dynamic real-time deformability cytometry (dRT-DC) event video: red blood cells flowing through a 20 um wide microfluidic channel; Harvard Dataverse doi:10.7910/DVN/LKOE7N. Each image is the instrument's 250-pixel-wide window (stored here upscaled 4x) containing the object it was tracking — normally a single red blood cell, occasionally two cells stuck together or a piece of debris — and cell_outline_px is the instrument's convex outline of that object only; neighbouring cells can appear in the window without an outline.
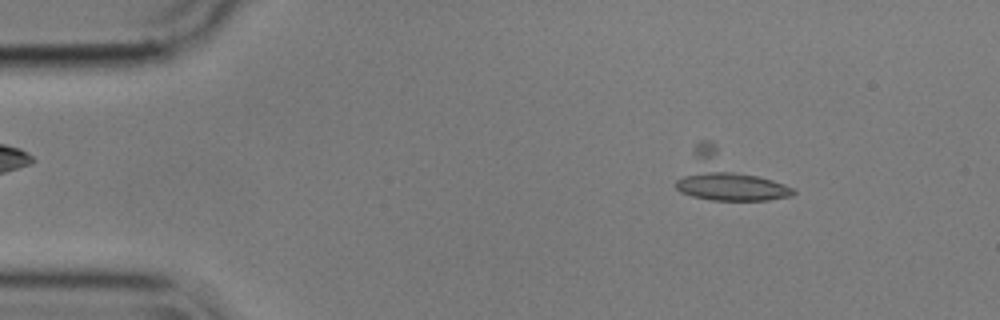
{"species": "common noctule bat (a hibernating species)", "species_latin": "Nyctalus noctula", "temperature_condition": "cold", "stored_images_in_passage": 56, "camera_frame_rate_fps": 3000, "um_per_image_px": 0.085, "animal": {"sex": "male", "body_mass_g": 17.9}, "frame": {"image": 1, "passage_image": 7, "time_ms": 2.0, "image_size_px": [1000, 320], "cell_outline_px": [[796, 192], [792, 196], [768, 200], [712, 200], [692, 196], [680, 192], [676, 188], [676, 180], [696, 144], [700, 140], [708, 140], [792, 188]], "centroid_in_image_um": [61.76, 15.05], "position_along_channel_um": 23.2, "area_um2": 31.15}}
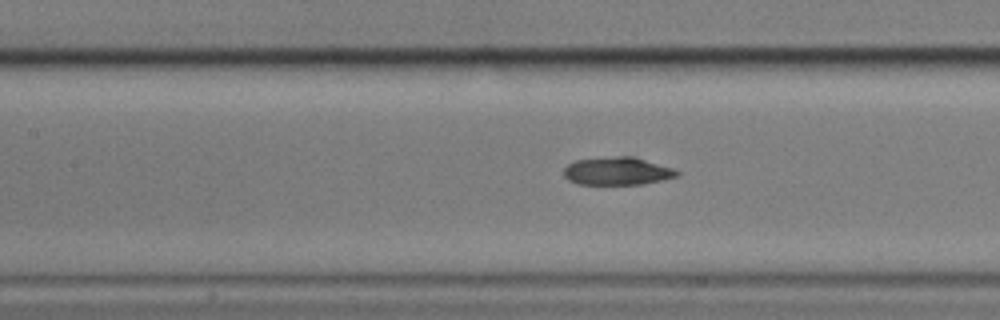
{"frame": {"image": 2, "passage_image": 24, "time_ms": 7.667, "image_size_px": [1000, 320], "cell_outline_px": [[680, 176], [640, 184], [576, 184], [568, 180], [564, 176], [564, 168], [568, 164], [576, 160], [616, 156], [636, 156], [672, 168], [680, 172]], "centroid_in_image_um": [52.47, 14.54], "position_along_channel_um": 154.9, "area_um2": 18.44}}
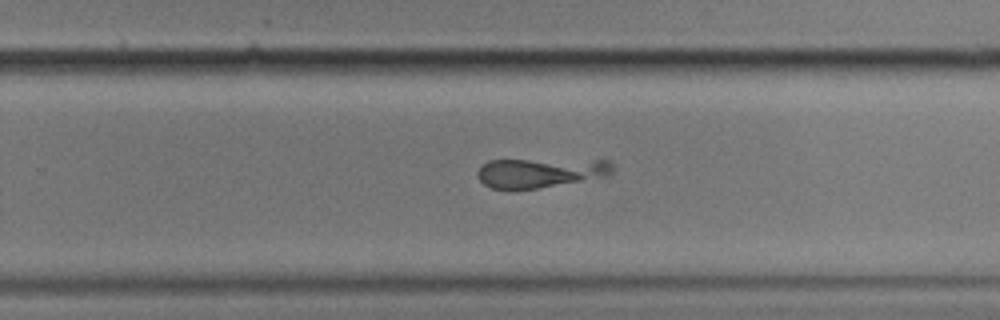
{"frame": {"image": 3, "passage_image": 35, "time_ms": 11.333, "image_size_px": [1000, 320], "cell_outline_px": [[616, 168], [608, 176], [536, 188], [492, 188], [484, 184], [476, 176], [476, 172], [480, 164], [488, 160], [612, 160]], "centroid_in_image_um": [45.95, 14.65], "position_along_channel_um": 283.9, "area_um2": 23.24}}